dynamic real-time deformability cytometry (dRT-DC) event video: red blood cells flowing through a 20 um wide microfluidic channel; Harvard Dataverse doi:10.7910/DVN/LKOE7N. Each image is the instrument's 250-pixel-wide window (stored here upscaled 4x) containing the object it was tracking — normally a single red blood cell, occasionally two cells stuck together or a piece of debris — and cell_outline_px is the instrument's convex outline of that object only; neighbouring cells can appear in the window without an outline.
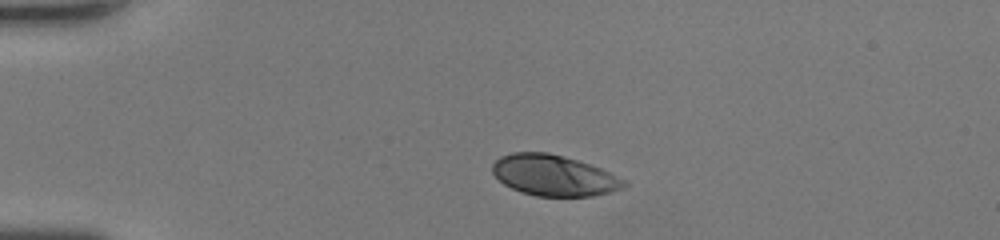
{"species": "human", "species_latin": "Homo sapiens", "temperature_condition": "room temperature", "stored_images_in_passage": 38, "camera_frame_rate_fps": 3000, "um_per_image_px": 0.085, "donor": {"sex": "female"}, "frame": {"image": 1, "passage_image": 1, "time_ms": 0.0, "image_size_px": [1000, 240], "cell_outline_px": [[628, 184], [624, 188], [612, 192], [592, 196], [536, 196], [520, 192], [504, 184], [492, 172], [492, 164], [500, 156], [512, 152], [548, 152], [564, 156], [600, 168], [628, 180]], "centroid_in_image_um": [47.1, 14.91], "position_along_channel_um": 37.9, "area_um2": 31.5}}
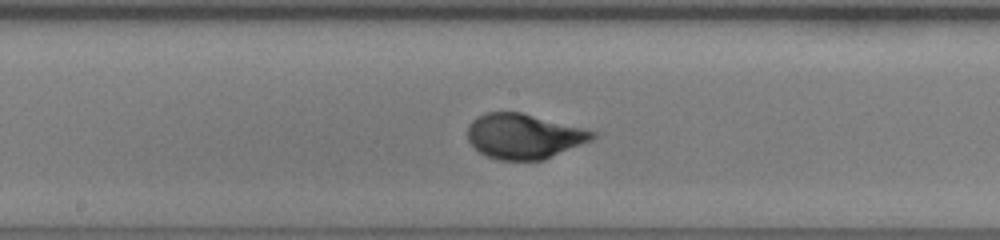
{"frame": {"image": 2, "passage_image": 16, "time_ms": 5.0, "image_size_px": [1000, 240], "cell_outline_px": [[600, 132], [592, 140], [544, 160], [500, 160], [484, 156], [468, 140], [468, 124], [476, 116], [488, 112], [520, 112]], "centroid_in_image_um": [44.54, 11.58], "position_along_channel_um": 203.7, "area_um2": 32.89}}
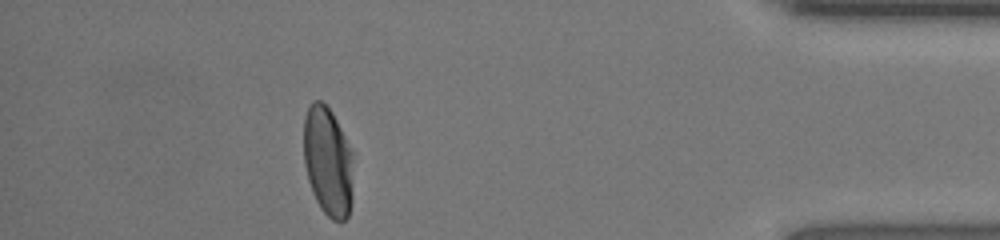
{"frame": {"image": 3, "passage_image": 33, "time_ms": 10.667, "image_size_px": [1000, 240], "cell_outline_px": [[352, 200], [348, 216], [344, 220], [332, 220], [320, 208], [312, 192], [308, 180], [304, 164], [304, 116], [312, 100], [320, 100], [332, 112], [352, 152]], "centroid_in_image_um": [27.86, 13.73], "position_along_channel_um": 407.3, "area_um2": 31.56}, "authors_computed_cell_mechanics": {"area_um2": 32.8015, "velocity_mm_per_s": 4.3694, "shape_relaxation_time_tau1_ms": 2.8239, "shape_relaxation_time_tau2_ms": null, "deformation_change_tau1": 0.1819, "deformation_change_tau2": null}}